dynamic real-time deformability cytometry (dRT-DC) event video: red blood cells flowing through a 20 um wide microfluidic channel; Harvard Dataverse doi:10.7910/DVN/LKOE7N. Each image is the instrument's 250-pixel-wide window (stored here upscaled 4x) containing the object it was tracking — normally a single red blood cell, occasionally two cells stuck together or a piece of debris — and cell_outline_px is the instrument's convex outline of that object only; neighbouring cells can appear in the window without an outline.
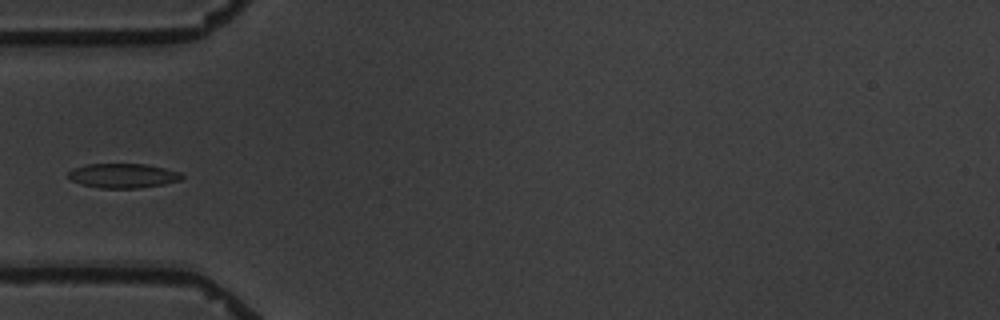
{"species": "common noctule bat (a hibernating species)", "species_latin": "Nyctalus noctula", "temperature_condition": "warm", "stored_images_in_passage": 11, "camera_frame_rate_fps": 3000, "um_per_image_px": 0.085, "animal": {"sex": "male", "body_mass_g": 19.5, "forearm_length_mm": 54.6}, "frame": {"image": 1, "passage_image": 5, "time_ms": 5.667, "image_size_px": [1000, 320], "cell_outline_px": [[184, 176], [180, 180], [164, 184], [136, 188], [100, 188], [84, 184], [72, 180], [68, 176], [68, 172], [72, 168], [88, 164], [144, 164], [164, 168], [180, 172]], "centroid_in_image_um": [10.46, 14.93], "position_along_channel_um": 74.5, "area_um2": 16.01}}
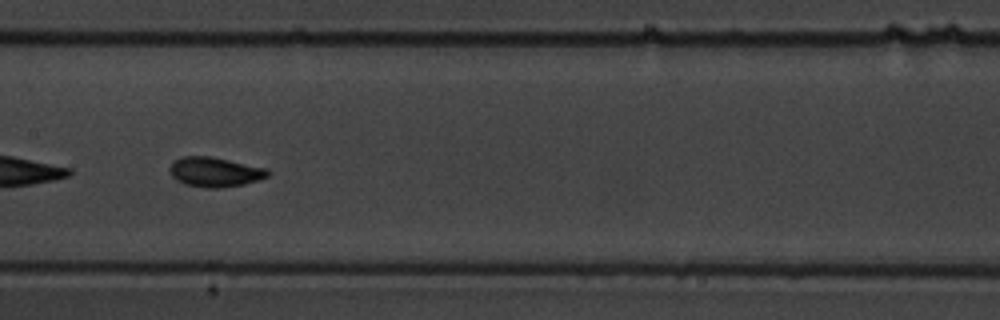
{"frame": {"image": 2, "passage_image": 8, "time_ms": 9.0, "image_size_px": [1000, 320], "cell_outline_px": [[272, 172], [268, 176], [244, 184], [220, 188], [208, 188], [184, 184], [176, 180], [172, 176], [168, 168], [172, 160], [180, 156], [208, 156], [268, 168]], "centroid_in_image_um": [18.23, 14.61], "position_along_channel_um": 189.2, "area_um2": 17.11}}
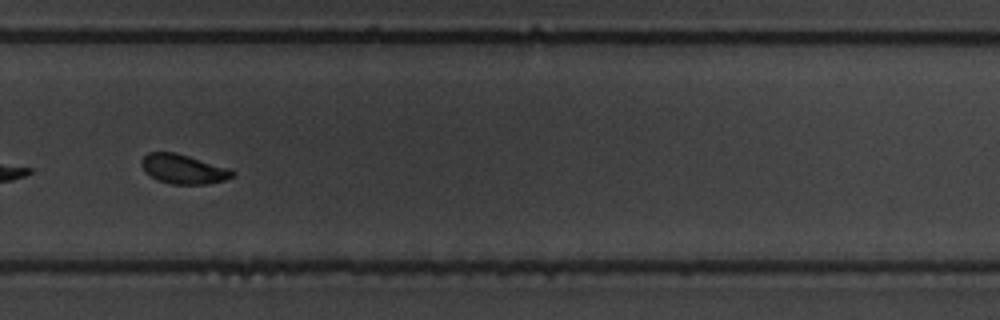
{"frame": {"image": 3, "passage_image": 11, "time_ms": 12.667, "image_size_px": [1000, 320], "cell_outline_px": [[236, 172], [232, 176], [224, 180], [208, 184], [172, 184], [160, 180], [144, 172], [140, 164], [140, 160], [148, 152], [176, 152], [232, 168]], "centroid_in_image_um": [15.6, 14.35], "position_along_channel_um": 314.2, "area_um2": 15.78}}